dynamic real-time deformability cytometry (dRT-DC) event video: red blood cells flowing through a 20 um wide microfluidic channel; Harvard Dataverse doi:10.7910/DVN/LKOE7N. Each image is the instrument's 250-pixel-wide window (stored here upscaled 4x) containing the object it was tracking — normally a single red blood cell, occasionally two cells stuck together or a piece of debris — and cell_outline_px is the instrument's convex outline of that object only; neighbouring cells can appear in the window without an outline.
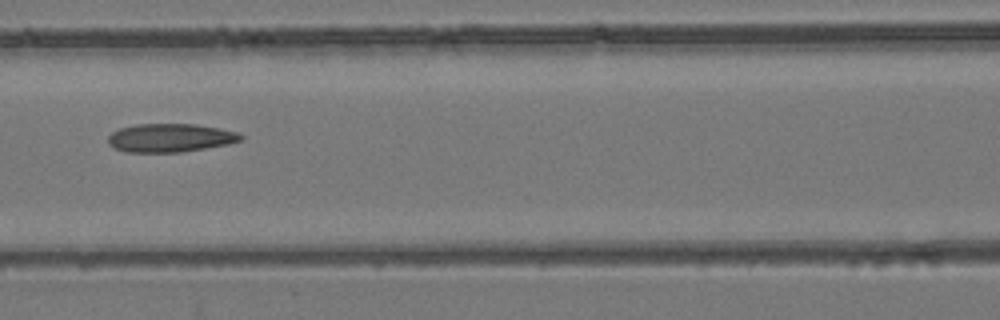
{"species": "common noctule bat (a hibernating species)", "species_latin": "Nyctalus noctula", "temperature_condition": "room temperature", "stored_images_in_passage": 7, "camera_frame_rate_fps": 3000, "um_per_image_px": 0.085, "animal": {"sex": "female", "body_mass_g": 24.6, "forearm_length_mm": 56.2}, "frame": {"image": 1, "passage_image": 7, "time_ms": 2.0, "image_size_px": [1000, 320], "cell_outline_px": [[244, 140], [228, 144], [180, 152], [124, 152], [112, 148], [108, 144], [108, 136], [112, 132], [120, 128], [136, 124], [196, 124], [220, 128], [236, 132], [244, 136]], "centroid_in_image_um": [14.45, 11.72], "position_along_channel_um": 152.1, "area_um2": 22.14}}